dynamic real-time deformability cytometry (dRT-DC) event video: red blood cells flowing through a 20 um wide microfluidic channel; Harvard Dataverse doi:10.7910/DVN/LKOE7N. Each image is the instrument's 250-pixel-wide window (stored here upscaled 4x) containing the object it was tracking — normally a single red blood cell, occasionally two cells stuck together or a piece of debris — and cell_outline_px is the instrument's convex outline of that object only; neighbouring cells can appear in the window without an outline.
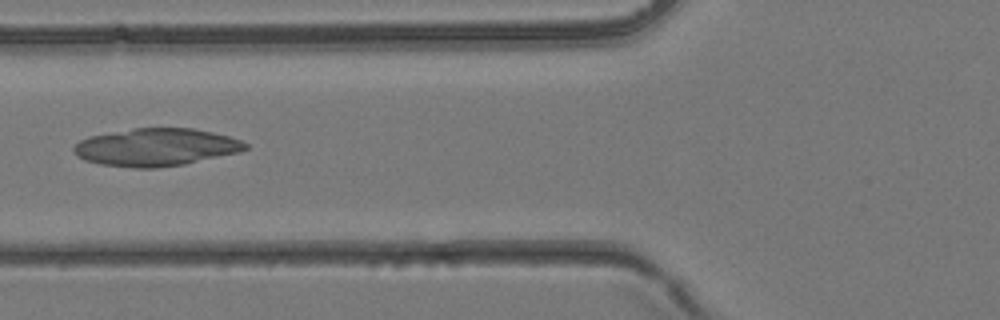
{"species": "common noctule bat (a hibernating species)", "species_latin": "Nyctalus noctula", "temperature_condition": "room temperature", "stored_images_in_passage": 40, "camera_frame_rate_fps": 3000, "um_per_image_px": 0.085, "animal": {"sex": "female", "body_mass_g": 24.6, "forearm_length_mm": 56.2}, "frame": {"image": 1, "passage_image": 16, "time_ms": 5.0, "image_size_px": [1000, 320], "cell_outline_px": [[248, 148], [240, 152], [184, 164], [156, 168], [136, 168], [100, 164], [84, 160], [76, 156], [72, 152], [72, 148], [80, 140], [88, 136], [132, 128], [192, 128], [212, 132], [228, 136], [240, 140], [248, 144]], "centroid_in_image_um": [13.23, 12.51], "position_along_channel_um": 112.6, "area_um2": 37.74}}
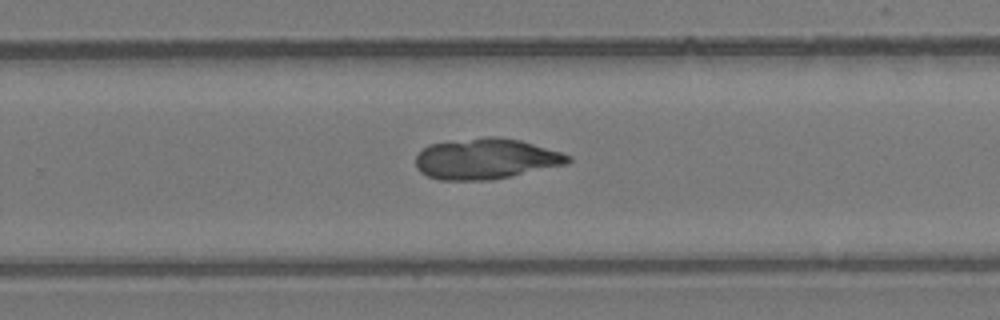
{"frame": {"image": 2, "passage_image": 26, "time_ms": 8.333, "image_size_px": [1000, 320], "cell_outline_px": [[572, 160], [568, 164], [512, 176], [492, 180], [440, 180], [428, 176], [420, 172], [416, 168], [416, 156], [428, 144], [484, 136], [496, 136], [520, 140], [560, 152], [572, 156]], "centroid_in_image_um": [41.3, 13.5], "position_along_channel_um": 288.5, "area_um2": 36.3}}
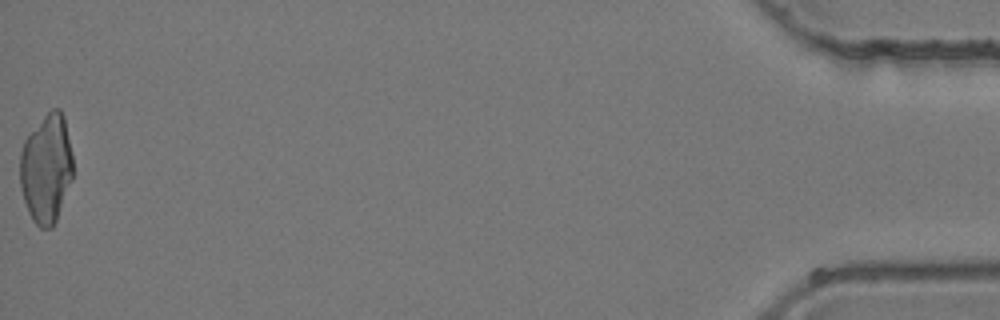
{"frame": {"image": 3, "passage_image": 40, "time_ms": 13.0, "image_size_px": [1000, 320], "cell_outline_px": [[72, 180], [56, 220], [52, 228], [40, 228], [32, 220], [28, 212], [20, 188], [20, 152], [24, 140], [44, 116], [52, 108], [60, 108], [64, 116], [72, 152]], "centroid_in_image_um": [3.93, 14.33], "position_along_channel_um": 431.3, "area_um2": 33.7}}